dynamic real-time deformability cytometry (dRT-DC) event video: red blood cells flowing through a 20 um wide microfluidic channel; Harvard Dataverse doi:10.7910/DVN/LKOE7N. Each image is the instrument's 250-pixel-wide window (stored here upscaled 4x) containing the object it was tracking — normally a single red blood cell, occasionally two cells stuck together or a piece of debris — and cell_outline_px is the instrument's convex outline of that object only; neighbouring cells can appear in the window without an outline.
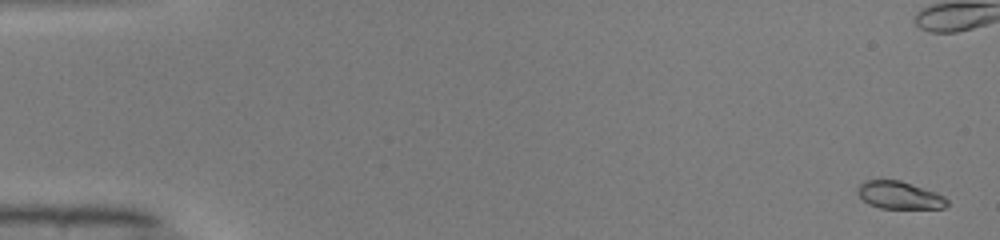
{"species": "common noctule bat (a hibernating species)", "species_latin": "Nyctalus noctula", "temperature_condition": "warm", "stored_images_in_passage": 52, "camera_frame_rate_fps": 3000, "um_per_image_px": 0.085, "animal": {"sex": "male", "body_mass_g": 19.0, "forearm_length_mm": 50.8}, "frame": {"image": 1, "passage_image": 2, "time_ms": 0.333, "image_size_px": [1000, 240], "cell_outline_px": [[948, 204], [944, 208], [880, 208], [868, 204], [856, 192], [856, 188], [864, 180], [900, 180], [936, 192], [944, 196], [948, 200]], "centroid_in_image_um": [76.43, 16.59], "position_along_channel_um": 8.6, "area_um2": 14.39}}
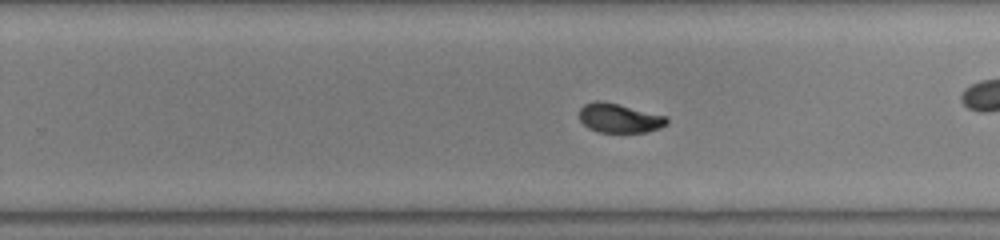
{"frame": {"image": 2, "passage_image": 33, "time_ms": 10.667, "image_size_px": [1000, 240], "cell_outline_px": [[668, 124], [660, 128], [648, 132], [600, 132], [588, 128], [580, 120], [580, 108], [584, 104], [596, 100], [600, 100], [668, 116]], "centroid_in_image_um": [52.67, 10.04], "position_along_channel_um": 277.1, "area_um2": 14.91}}
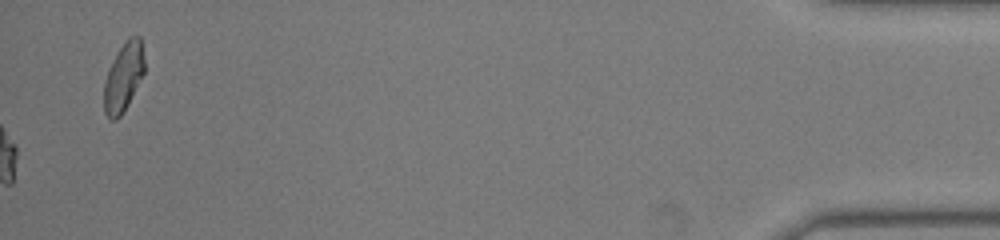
{"frame": {"image": 3, "passage_image": 52, "time_ms": 17.0, "image_size_px": [1000, 240], "cell_outline_px": [[144, 72], [128, 104], [120, 116], [116, 120], [112, 120], [104, 112], [104, 80], [124, 40], [128, 36], [140, 36], [144, 60]], "centroid_in_image_um": [10.5, 6.55], "position_along_channel_um": 424.7, "area_um2": 15.84}, "authors_computed_cell_mechanics": {"area_um2": 15.2014, "velocity_mm_per_s": 4.0901, "shape_relaxation_time_tau1_ms": 4.7352, "shape_relaxation_time_tau2_ms": null, "deformation_change_tau1": 0.186, "deformation_change_tau2": null}}